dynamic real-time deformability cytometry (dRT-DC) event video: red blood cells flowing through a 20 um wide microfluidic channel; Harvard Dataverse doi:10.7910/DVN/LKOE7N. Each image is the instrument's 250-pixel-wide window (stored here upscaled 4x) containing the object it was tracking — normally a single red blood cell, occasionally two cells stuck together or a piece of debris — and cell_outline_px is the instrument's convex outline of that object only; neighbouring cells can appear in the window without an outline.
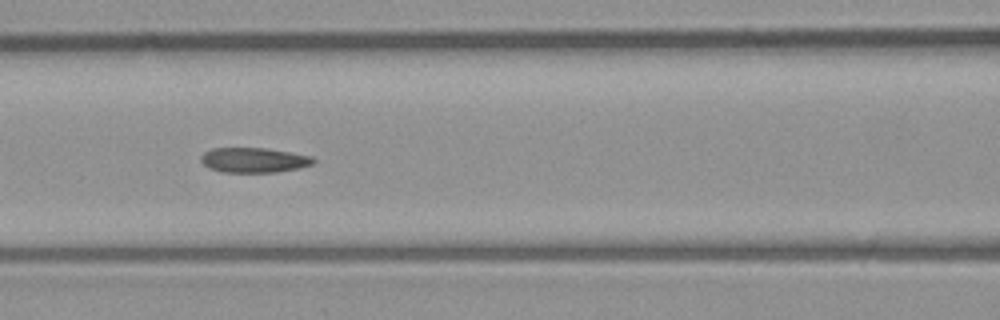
{"species": "common noctule bat (a hibernating species)", "species_latin": "Nyctalus noctula", "temperature_condition": "room temperature", "stored_images_in_passage": 15, "camera_frame_rate_fps": 3000, "um_per_image_px": 0.085, "animal": {"sex": "male", "body_mass_g": 23.1, "forearm_length_mm": 52.7}, "frame": {"image": 1, "passage_image": 9, "time_ms": 2.667, "image_size_px": [1000, 320], "cell_outline_px": [[316, 164], [300, 168], [276, 172], [220, 172], [208, 168], [200, 160], [200, 156], [204, 152], [212, 148], [268, 148], [312, 156], [316, 160]], "centroid_in_image_um": [21.6, 13.61], "position_along_channel_um": 145.0, "area_um2": 16.59}}